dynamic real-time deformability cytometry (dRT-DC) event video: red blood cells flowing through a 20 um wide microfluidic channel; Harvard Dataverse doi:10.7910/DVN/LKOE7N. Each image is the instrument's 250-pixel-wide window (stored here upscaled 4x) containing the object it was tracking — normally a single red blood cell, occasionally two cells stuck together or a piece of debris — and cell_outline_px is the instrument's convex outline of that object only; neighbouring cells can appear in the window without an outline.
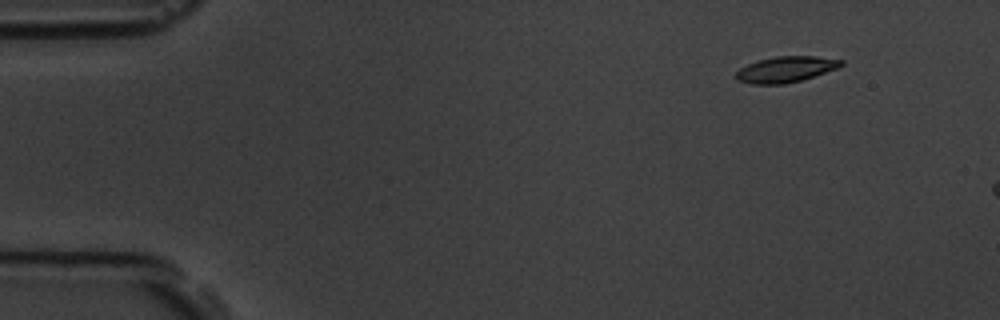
{"species": "common noctule bat (a hibernating species)", "species_latin": "Nyctalus noctula", "temperature_condition": "room temperature", "stored_images_in_passage": 6, "segment_of_instrument_passage": [2, 2], "camera_frame_rate_fps": 3000, "um_per_image_px": 0.085, "animal": {"sex": "male", "body_mass_g": 19.5, "forearm_length_mm": 54.6}, "frame": {"image": 1, "passage_image": 6, "time_ms": 6.667, "image_size_px": [1000, 320], "cell_outline_px": [[844, 64], [836, 68], [800, 80], [784, 84], [752, 84], [736, 80], [732, 76], [740, 68], [748, 64], [760, 60], [776, 56], [816, 56], [844, 60]], "centroid_in_image_um": [66.74, 5.89], "position_along_channel_um": 18.3, "area_um2": 15.72}}